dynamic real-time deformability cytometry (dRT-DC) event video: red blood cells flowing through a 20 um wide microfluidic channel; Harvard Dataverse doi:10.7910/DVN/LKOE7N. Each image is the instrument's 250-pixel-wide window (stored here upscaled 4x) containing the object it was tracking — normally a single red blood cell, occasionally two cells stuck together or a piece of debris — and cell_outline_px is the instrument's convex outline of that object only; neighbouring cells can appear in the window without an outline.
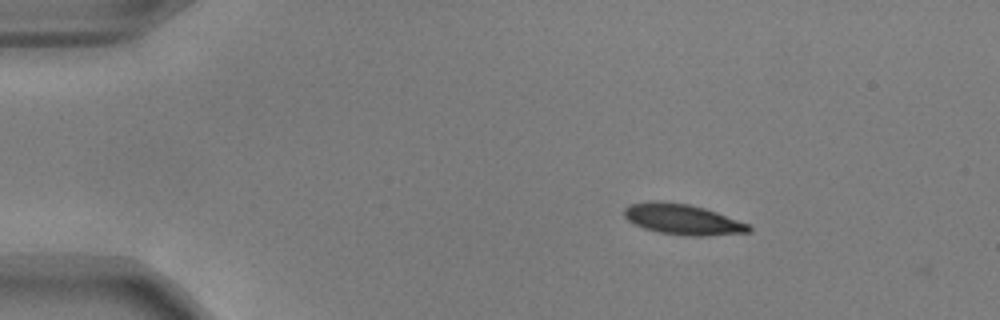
{"species": "common noctule bat (a hibernating species)", "species_latin": "Nyctalus noctula", "temperature_condition": "warm", "stored_images_in_passage": 3, "camera_frame_rate_fps": 3000, "um_per_image_px": 0.085, "animal": {"sex": "male", "body_mass_g": 17.9, "forearm_length_mm": 54.2}, "frame": {"image": 1, "passage_image": 2, "time_ms": 0.333, "image_size_px": [1000, 320], "cell_outline_px": [[752, 232], [708, 236], [688, 236], [660, 232], [644, 228], [632, 224], [624, 216], [624, 208], [628, 204], [656, 200], [688, 204], [704, 208], [716, 212], [748, 224], [752, 228]], "centroid_in_image_um": [58.0, 18.65], "position_along_channel_um": 27.0, "area_um2": 22.25}}